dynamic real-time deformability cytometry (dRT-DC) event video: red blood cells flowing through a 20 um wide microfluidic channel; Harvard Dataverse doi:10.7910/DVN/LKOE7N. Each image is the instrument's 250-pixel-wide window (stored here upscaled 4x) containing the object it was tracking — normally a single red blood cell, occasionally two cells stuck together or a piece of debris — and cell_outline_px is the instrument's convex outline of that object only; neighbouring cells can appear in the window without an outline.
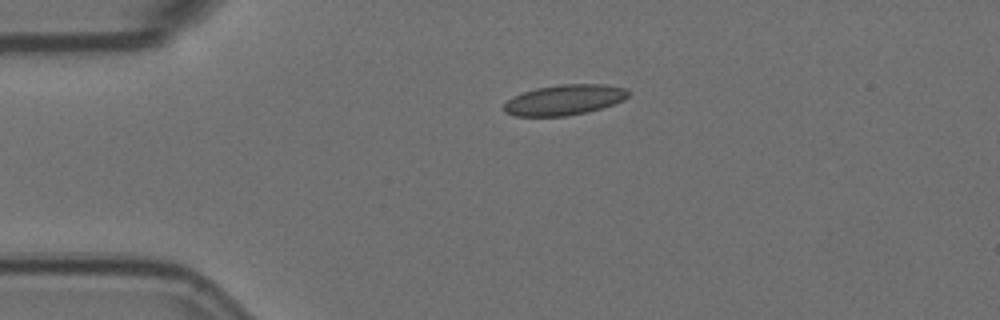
{"species": "Egyptian fruit bat (a non-hibernating species)", "species_latin": "Rousettus aegyptiacus", "temperature_condition": "room temperature", "stored_images_in_passage": 2, "camera_frame_rate_fps": 3000, "um_per_image_px": 0.085, "animal": {"sex": "female"}, "frame": {"image": 1, "passage_image": 1, "time_ms": 0.0, "image_size_px": [1000, 320], "cell_outline_px": [[628, 96], [624, 100], [588, 112], [564, 116], [516, 116], [504, 112], [504, 104], [512, 96], [536, 88], [560, 84], [604, 84], [628, 88]], "centroid_in_image_um": [47.97, 8.48], "position_along_channel_um": 37.0, "area_um2": 22.02}}